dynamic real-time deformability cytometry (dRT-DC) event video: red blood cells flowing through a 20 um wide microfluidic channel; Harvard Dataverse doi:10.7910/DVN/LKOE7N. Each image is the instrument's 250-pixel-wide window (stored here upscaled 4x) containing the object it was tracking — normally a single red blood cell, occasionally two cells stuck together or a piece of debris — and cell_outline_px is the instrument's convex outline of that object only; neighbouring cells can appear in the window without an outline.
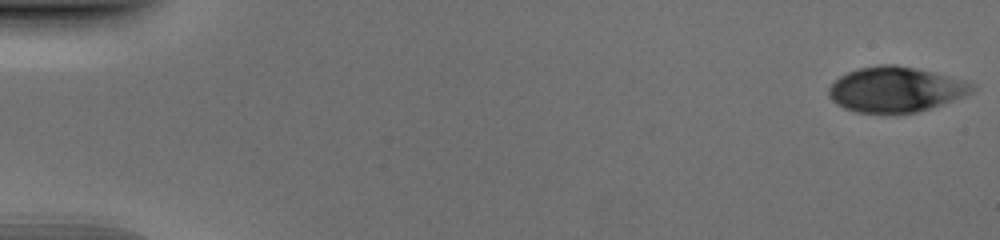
{"species": "human", "species_latin": "Homo sapiens", "temperature_condition": "cold", "stored_images_in_passage": 52, "camera_frame_rate_fps": 3000, "um_per_image_px": 0.085, "donor": {"sex": "male"}, "frame": {"image": 1, "passage_image": 1, "time_ms": 0.0, "image_size_px": [1000, 240], "cell_outline_px": [[976, 88], [972, 92], [964, 96], [916, 112], [860, 112], [844, 108], [836, 104], [828, 96], [828, 88], [840, 76], [856, 68], [880, 64], [896, 64], [916, 68], [964, 80], [976, 84]], "centroid_in_image_um": [76.11, 7.58], "position_along_channel_um": 8.9, "area_um2": 37.45}}
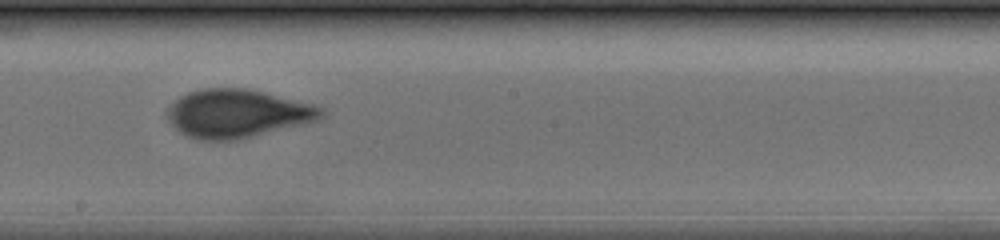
{"frame": {"image": 2, "passage_image": 30, "time_ms": 9.667, "image_size_px": [1000, 240], "cell_outline_px": [[324, 116], [320, 120], [236, 140], [200, 140], [184, 136], [164, 116], [164, 112], [180, 96], [188, 92], [204, 88], [244, 88], [264, 92], [312, 104], [324, 108]], "centroid_in_image_um": [20.15, 9.65], "position_along_channel_um": 228.1, "area_um2": 43.41}}
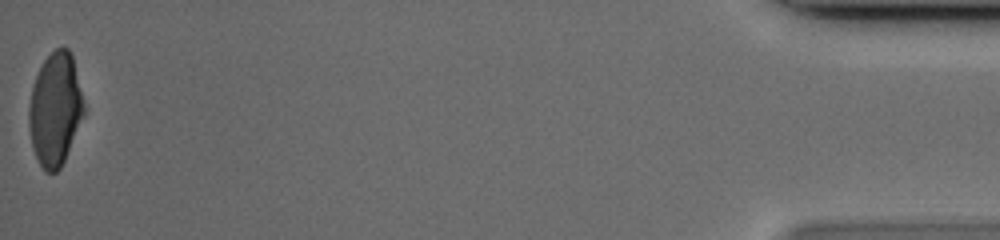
{"frame": {"image": 3, "passage_image": 52, "time_ms": 17.0, "image_size_px": [1000, 240], "cell_outline_px": [[84, 116], [64, 160], [60, 168], [56, 172], [44, 172], [32, 148], [28, 124], [28, 104], [32, 88], [36, 76], [44, 60], [56, 48], [68, 48], [72, 56], [84, 104]], "centroid_in_image_um": [4.67, 9.31], "position_along_channel_um": 430.5, "area_um2": 35.95}}